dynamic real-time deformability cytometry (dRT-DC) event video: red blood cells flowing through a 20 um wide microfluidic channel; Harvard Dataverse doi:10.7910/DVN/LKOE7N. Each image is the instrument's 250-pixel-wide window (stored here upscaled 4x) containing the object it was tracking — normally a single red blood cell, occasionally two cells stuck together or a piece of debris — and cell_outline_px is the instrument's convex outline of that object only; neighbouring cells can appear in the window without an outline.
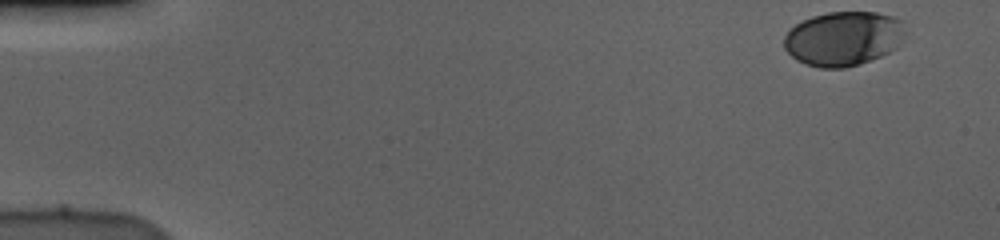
{"species": "human", "species_latin": "Homo sapiens", "temperature_condition": "cold", "stored_images_in_passage": 56, "camera_frame_rate_fps": 3000, "um_per_image_px": 0.085, "donor": {"sex": "male"}, "frame": {"image": 1, "passage_image": 1, "time_ms": 0.0, "image_size_px": [1000, 240], "cell_outline_px": [[908, 32], [896, 48], [880, 56], [844, 68], [820, 68], [804, 64], [796, 60], [784, 48], [784, 36], [796, 24], [812, 16], [828, 12], [876, 12], [892, 16], [904, 20]], "centroid_in_image_um": [71.73, 3.26], "position_along_channel_um": 13.3, "area_um2": 38.67}}
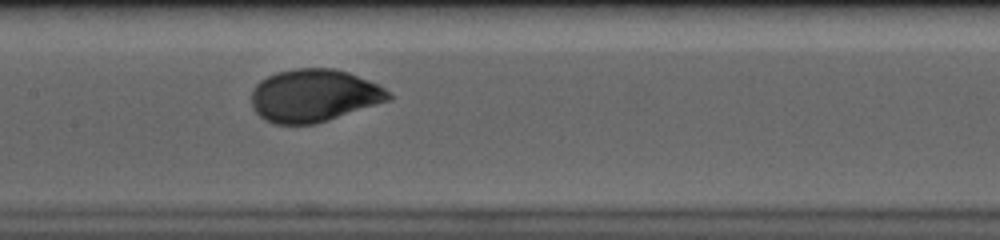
{"frame": {"image": 2, "passage_image": 27, "time_ms": 8.667, "image_size_px": [1000, 240], "cell_outline_px": [[392, 100], [316, 124], [276, 124], [264, 120], [252, 108], [252, 88], [260, 80], [276, 72], [292, 68], [332, 68], [348, 72], [368, 80], [384, 88], [392, 96]], "centroid_in_image_um": [26.67, 8.13], "position_along_channel_um": 180.7, "area_um2": 42.31}}
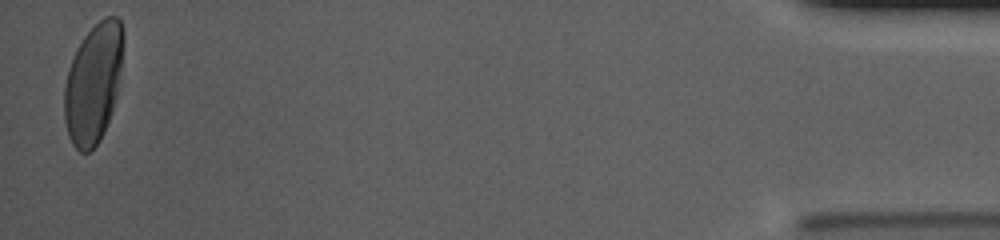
{"frame": {"image": 3, "passage_image": 55, "time_ms": 18.0, "image_size_px": [1000, 240], "cell_outline_px": [[124, 40], [116, 92], [112, 112], [96, 144], [88, 152], [80, 152], [72, 144], [68, 136], [64, 120], [64, 88], [68, 68], [84, 36], [100, 20], [108, 16], [116, 16], [120, 20], [124, 32]], "centroid_in_image_um": [7.92, 7.06], "position_along_channel_um": 427.3, "area_um2": 40.46}, "authors_computed_cell_mechanics": {"area_um2": 40.8935, "velocity_mm_per_s": 3.5646, "shape_relaxation_time_tau1_ms": 3.1449, "shape_relaxation_time_tau2_ms": null, "deformation_change_tau1": 0.1503, "deformation_change_tau2": null}}